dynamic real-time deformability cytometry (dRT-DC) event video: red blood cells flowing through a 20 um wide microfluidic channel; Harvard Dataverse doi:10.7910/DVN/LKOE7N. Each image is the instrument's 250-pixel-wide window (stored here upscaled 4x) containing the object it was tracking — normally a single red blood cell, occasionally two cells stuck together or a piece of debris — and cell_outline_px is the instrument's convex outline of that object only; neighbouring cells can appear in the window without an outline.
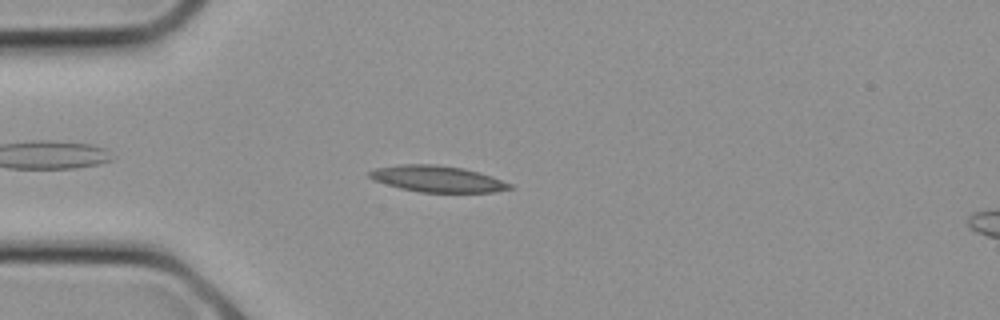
{"species": "common noctule bat (a hibernating species)", "species_latin": "Nyctalus noctula", "temperature_condition": "cold", "stored_images_in_passage": 25, "camera_frame_rate_fps": 3000, "um_per_image_px": 0.085, "animal": {"sex": "female", "body_mass_g": 21.9}, "frame": {"image": 1, "passage_image": 7, "time_ms": 2.0, "image_size_px": [1000, 320], "cell_outline_px": [[516, 188], [492, 192], [420, 192], [400, 188], [372, 180], [368, 176], [368, 172], [376, 168], [400, 164], [436, 164], [464, 168], [492, 176], [512, 184]], "centroid_in_image_um": [37.18, 15.2], "position_along_channel_um": 47.8, "area_um2": 21.62}}
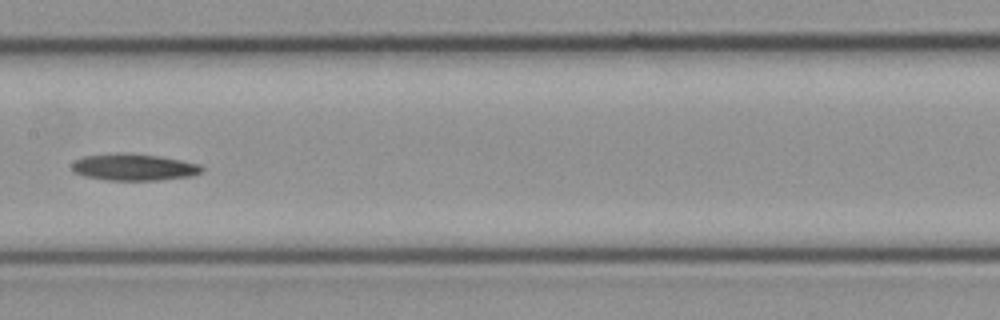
{"frame": {"image": 2, "passage_image": 13, "time_ms": 4.0, "image_size_px": [1000, 320], "cell_outline_px": [[204, 168], [200, 172], [192, 176], [160, 180], [104, 180], [84, 176], [72, 172], [72, 164], [76, 160], [84, 156], [120, 152], [124, 152], [156, 156], [180, 160], [200, 164]], "centroid_in_image_um": [11.35, 14.21], "position_along_channel_um": 196.1, "area_um2": 20.29}}
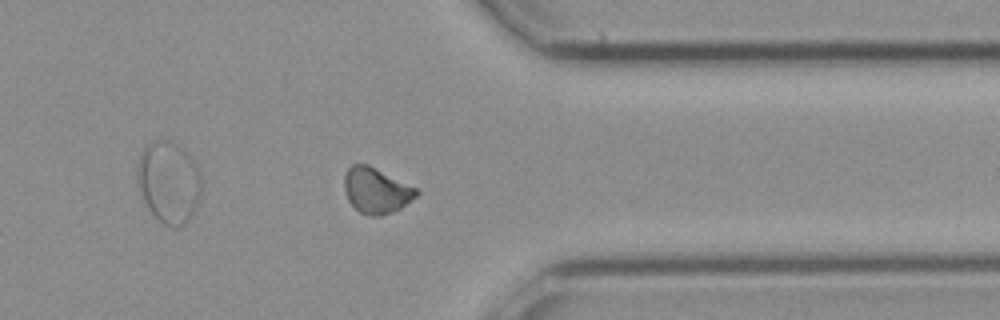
{"frame": {"image": 3, "passage_image": 20, "time_ms": 6.333, "image_size_px": [1000, 320], "cell_outline_px": [[420, 192], [416, 196], [400, 208], [392, 212], [380, 216], [372, 216], [360, 212], [348, 200], [344, 188], [344, 172], [352, 164], [368, 164], [416, 188]], "centroid_in_image_um": [31.95, 16.18], "position_along_channel_um": 379.4, "area_um2": 18.96}}